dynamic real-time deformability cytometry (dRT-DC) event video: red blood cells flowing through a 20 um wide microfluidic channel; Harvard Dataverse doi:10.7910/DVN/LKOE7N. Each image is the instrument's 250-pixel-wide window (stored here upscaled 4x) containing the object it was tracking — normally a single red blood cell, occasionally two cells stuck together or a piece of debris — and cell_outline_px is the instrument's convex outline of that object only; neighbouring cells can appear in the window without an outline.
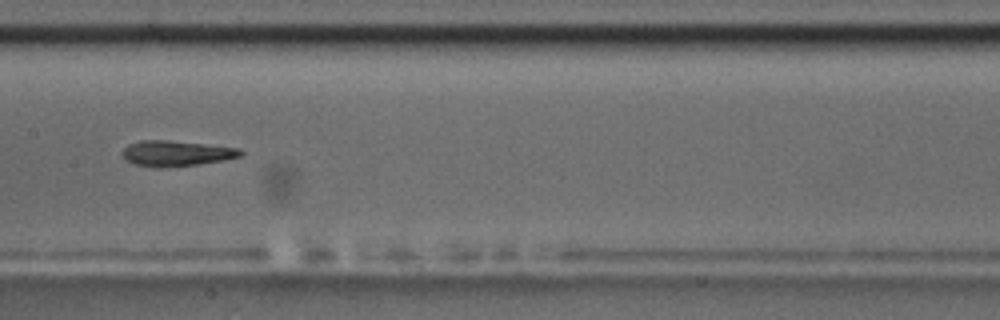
{"species": "common noctule bat (a hibernating species)", "species_latin": "Nyctalus noctula", "temperature_condition": "room temperature", "stored_images_in_passage": 7, "camera_frame_rate_fps": 3000, "um_per_image_px": 0.085, "animal": {"sex": "male", "body_mass_g": 17.5, "forearm_length_mm": 52.3}, "frame": {"image": 1, "passage_image": 5, "time_ms": 4.667, "image_size_px": [1000, 320], "cell_outline_px": [[244, 152], [240, 156], [220, 160], [196, 164], [160, 168], [156, 168], [132, 164], [124, 160], [120, 152], [128, 144], [140, 140], [168, 140], [240, 148]], "centroid_in_image_um": [14.88, 13.03], "position_along_channel_um": 192.5, "area_um2": 17.63}}